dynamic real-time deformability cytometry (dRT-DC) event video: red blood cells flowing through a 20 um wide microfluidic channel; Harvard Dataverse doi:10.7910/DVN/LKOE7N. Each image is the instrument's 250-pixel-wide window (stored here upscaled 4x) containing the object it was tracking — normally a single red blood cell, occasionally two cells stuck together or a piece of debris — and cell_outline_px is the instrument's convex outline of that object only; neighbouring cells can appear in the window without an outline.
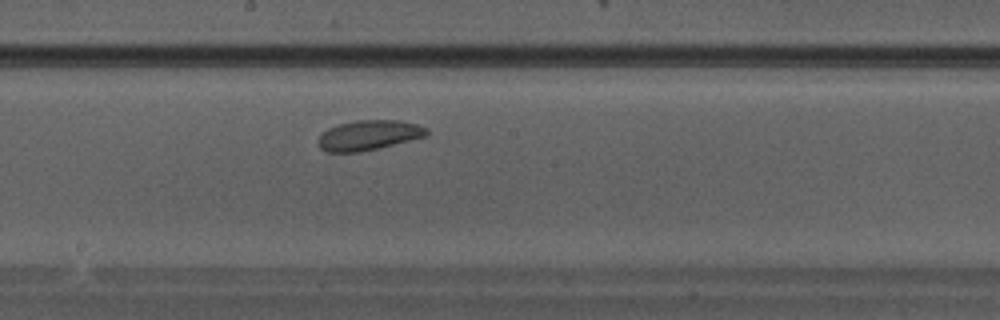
{"species": "Egyptian fruit bat (a non-hibernating species)", "species_latin": "Rousettus aegyptiacus", "temperature_condition": "warm", "stored_images_in_passage": 22, "camera_frame_rate_fps": 3000, "um_per_image_px": 0.085, "animal": {"sex": "male"}, "frame": {"image": 1, "passage_image": 10, "time_ms": 3.0, "image_size_px": [1000, 320], "cell_outline_px": [[428, 136], [360, 152], [328, 152], [320, 148], [316, 144], [316, 140], [328, 128], [340, 124], [356, 120], [400, 120], [416, 124], [428, 128]], "centroid_in_image_um": [31.34, 11.49], "position_along_channel_um": 216.9, "area_um2": 18.96}}